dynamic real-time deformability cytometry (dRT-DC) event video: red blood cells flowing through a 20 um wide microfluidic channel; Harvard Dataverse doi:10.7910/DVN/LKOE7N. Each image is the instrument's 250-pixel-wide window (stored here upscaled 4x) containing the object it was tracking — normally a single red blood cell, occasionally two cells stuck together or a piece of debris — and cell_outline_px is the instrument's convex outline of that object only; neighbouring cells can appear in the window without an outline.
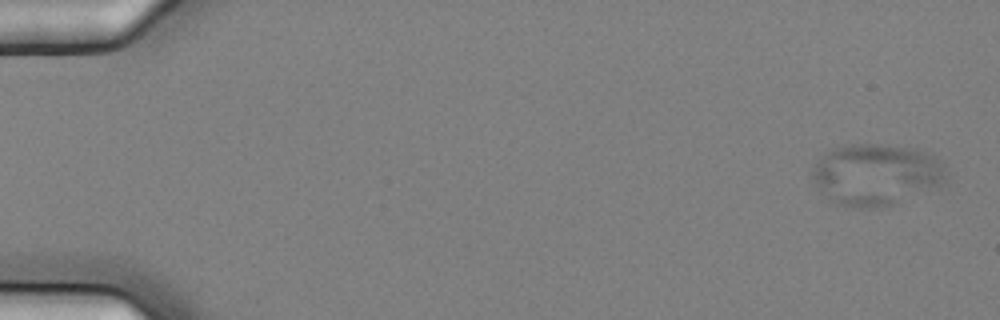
{"species": "common noctule bat (a hibernating species)", "species_latin": "Nyctalus noctula", "temperature_condition": "cold", "stored_images_in_passage": 7, "camera_frame_rate_fps": 3000, "um_per_image_px": 0.085, "animal": {"sex": "female", "body_mass_g": 25.1}, "frame": {"image": 1, "passage_image": 1, "time_ms": 0.0, "image_size_px": [1000, 320], "cell_outline_px": [[948, 184], [940, 188], [900, 204], [876, 208], [856, 208], [836, 204], [828, 200], [820, 192], [812, 180], [812, 168], [816, 160], [832, 148], [852, 144], [876, 144], [916, 148], [936, 156], [944, 164], [948, 172]], "centroid_in_image_um": [74.55, 14.87], "position_along_channel_um": 10.4, "area_um2": 49.82}}
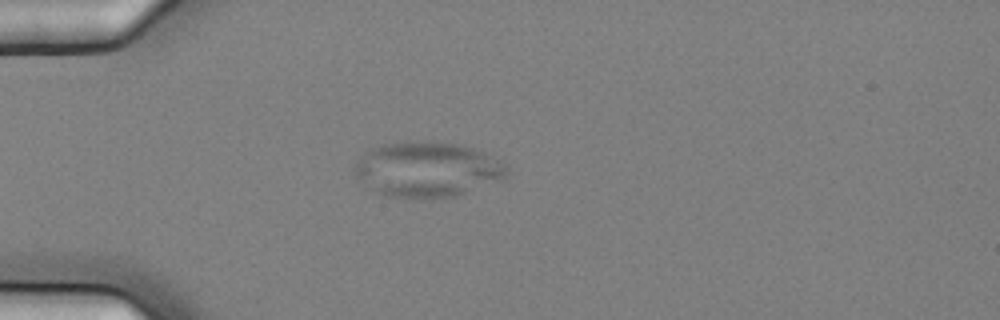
{"frame": {"image": 2, "passage_image": 5, "time_ms": 1.333, "image_size_px": [1000, 320], "cell_outline_px": [[508, 172], [504, 180], [456, 196], [428, 200], [416, 200], [384, 196], [376, 192], [356, 176], [352, 168], [356, 160], [360, 156], [372, 148], [380, 144], [416, 140], [436, 140], [464, 144], [504, 160], [508, 168]], "centroid_in_image_um": [36.36, 14.4], "position_along_channel_um": 48.6, "area_um2": 50.75}}
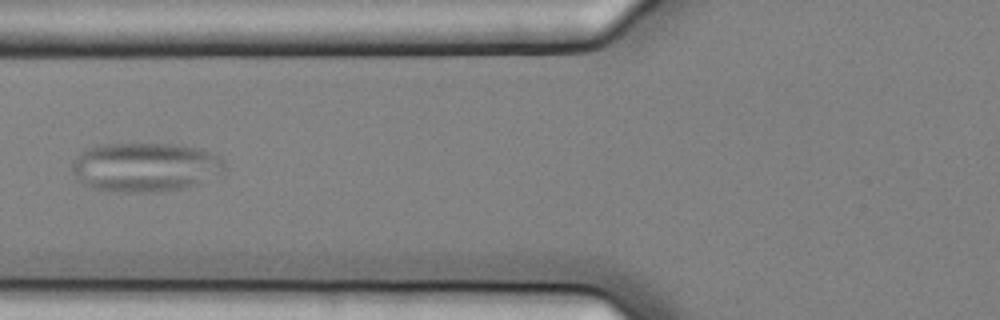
{"frame": {"image": 3, "passage_image": 7, "time_ms": 2.0, "image_size_px": [1000, 320], "cell_outline_px": [[224, 168], [220, 172], [200, 184], [184, 188], [152, 192], [112, 192], [92, 188], [84, 184], [76, 176], [72, 168], [72, 164], [76, 156], [80, 152], [96, 144], [176, 144], [200, 148], [212, 152], [220, 156], [224, 160]], "centroid_in_image_um": [12.34, 14.2], "position_along_channel_um": 113.5, "area_um2": 43.93}}